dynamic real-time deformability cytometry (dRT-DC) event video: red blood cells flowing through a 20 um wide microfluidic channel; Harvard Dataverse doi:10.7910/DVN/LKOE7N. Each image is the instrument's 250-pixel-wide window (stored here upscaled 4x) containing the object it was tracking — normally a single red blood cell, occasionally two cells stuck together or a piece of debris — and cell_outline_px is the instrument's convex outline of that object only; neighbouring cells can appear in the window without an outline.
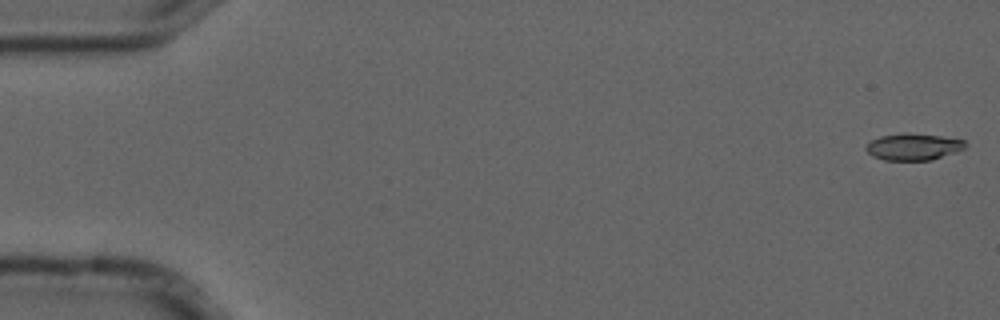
{"species": "common noctule bat (a hibernating species)", "species_latin": "Nyctalus noctula", "temperature_condition": "cold", "stored_images_in_passage": 6, "camera_frame_rate_fps": 3000, "um_per_image_px": 0.085, "animal": {"sex": "male", "forearm_length_mm": 52.5}, "frame": {"image": 1, "passage_image": 1, "time_ms": 0.0, "image_size_px": [1000, 320], "cell_outline_px": [[968, 144], [964, 148], [956, 152], [932, 160], [884, 160], [872, 156], [864, 148], [872, 140], [880, 136], [940, 136], [964, 140]], "centroid_in_image_um": [77.66, 12.53], "position_along_channel_um": 7.3, "area_um2": 14.62}}
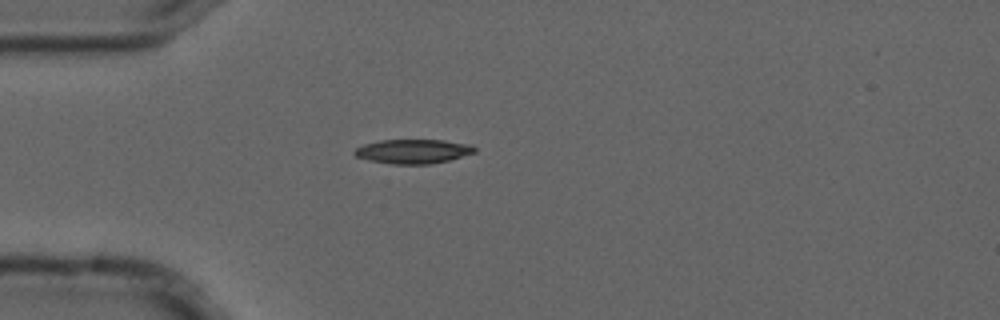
{"frame": {"image": 2, "passage_image": 5, "time_ms": 1.333, "image_size_px": [1000, 320], "cell_outline_px": [[476, 152], [448, 160], [432, 164], [392, 164], [372, 160], [356, 156], [352, 152], [356, 148], [364, 144], [380, 140], [444, 140], [472, 144], [476, 148]], "centroid_in_image_um": [35.15, 12.86], "position_along_channel_um": 49.9, "area_um2": 16.94}}